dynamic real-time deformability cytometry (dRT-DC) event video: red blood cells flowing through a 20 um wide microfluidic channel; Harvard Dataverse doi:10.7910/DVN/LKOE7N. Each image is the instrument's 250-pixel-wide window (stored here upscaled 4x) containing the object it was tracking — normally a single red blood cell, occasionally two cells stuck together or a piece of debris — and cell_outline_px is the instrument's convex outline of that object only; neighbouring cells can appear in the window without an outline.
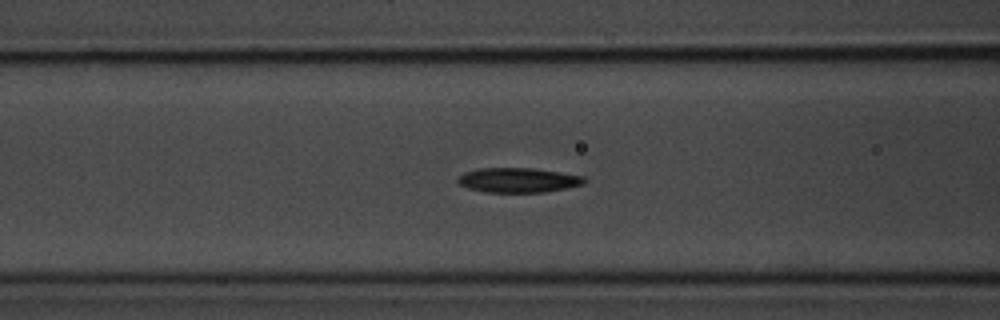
{"species": "common noctule bat (a hibernating species)", "species_latin": "Nyctalus noctula", "temperature_condition": "room temperature", "stored_images_in_passage": 43, "camera_frame_rate_fps": 3000, "um_per_image_px": 0.085, "animal": {"sex": "male", "body_mass_g": 20.1, "forearm_length_mm": 53.5}, "frame": {"image": 1, "passage_image": 14, "time_ms": 4.333, "image_size_px": [1000, 320], "cell_outline_px": [[588, 180], [584, 184], [544, 192], [484, 192], [468, 188], [460, 184], [456, 180], [464, 172], [480, 168], [532, 168], [584, 176]], "centroid_in_image_um": [44.04, 15.31], "position_along_channel_um": 122.6, "area_um2": 18.09}}
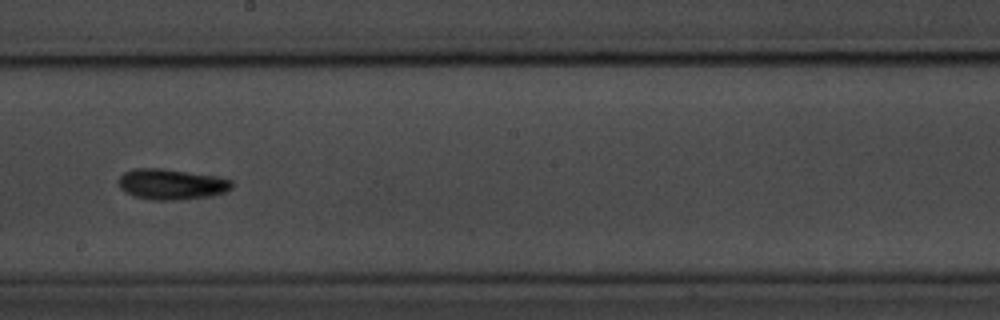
{"frame": {"image": 2, "passage_image": 23, "time_ms": 7.333, "image_size_px": [1000, 320], "cell_outline_px": [[232, 188], [224, 192], [208, 196], [184, 200], [152, 200], [132, 196], [124, 192], [120, 188], [120, 176], [124, 172], [136, 168], [160, 168], [232, 180]], "centroid_in_image_um": [14.51, 15.68], "position_along_channel_um": 233.7, "area_um2": 19.88}}
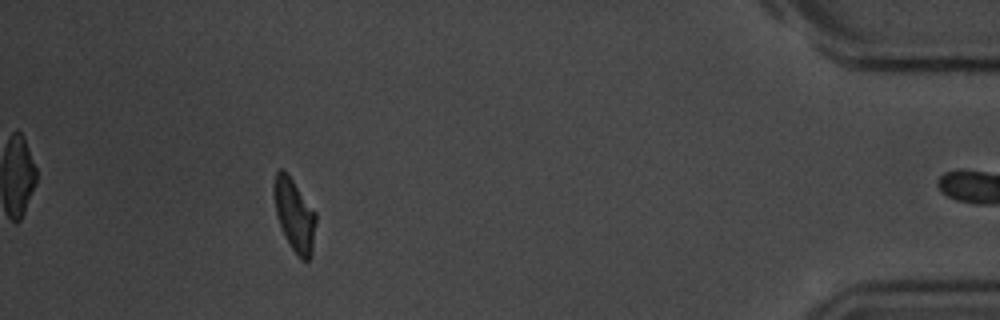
{"frame": {"image": 3, "passage_image": 42, "time_ms": 13.667, "image_size_px": [1000, 320], "cell_outline_px": [[316, 224], [312, 256], [308, 260], [300, 260], [292, 248], [280, 224], [276, 212], [272, 192], [272, 188], [276, 172], [280, 168], [292, 180], [316, 212]], "centroid_in_image_um": [25.04, 18.3], "position_along_channel_um": 410.2, "area_um2": 17.51}}